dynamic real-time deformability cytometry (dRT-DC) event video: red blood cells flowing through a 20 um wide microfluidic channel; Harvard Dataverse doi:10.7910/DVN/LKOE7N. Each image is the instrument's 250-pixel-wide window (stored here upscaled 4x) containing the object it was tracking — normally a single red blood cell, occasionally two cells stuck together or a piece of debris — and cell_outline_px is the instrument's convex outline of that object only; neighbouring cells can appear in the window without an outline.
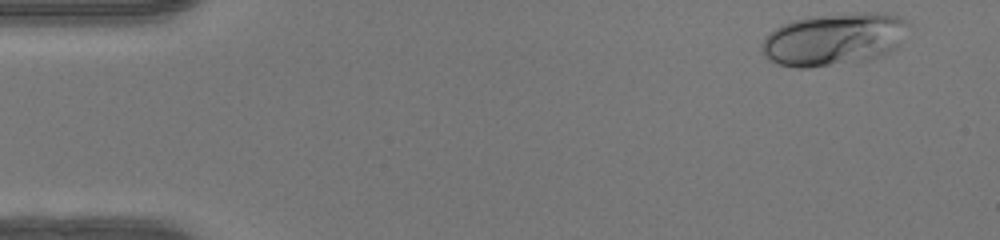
{"species": "human", "species_latin": "Homo sapiens", "temperature_condition": "warm", "stored_images_in_passage": 46, "camera_frame_rate_fps": 3000, "um_per_image_px": 0.085, "donor": {"sex": "female"}, "frame": {"image": 1, "passage_image": 1, "time_ms": 0.0, "image_size_px": [1000, 240], "cell_outline_px": [[912, 24], [900, 44], [892, 52], [880, 56], [864, 60], [808, 68], [796, 68], [780, 64], [768, 60], [764, 56], [760, 44], [776, 28], [792, 20], [808, 16], [864, 12], [884, 12], [900, 16], [908, 20]], "centroid_in_image_um": [70.96, 3.31], "position_along_channel_um": 14.0, "area_um2": 45.32}}
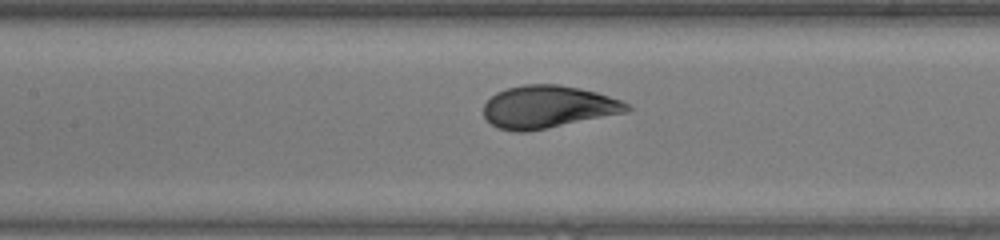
{"frame": {"image": 2, "passage_image": 20, "time_ms": 6.333, "image_size_px": [1000, 240], "cell_outline_px": [[632, 108], [628, 112], [524, 132], [516, 132], [496, 128], [484, 116], [484, 104], [496, 92], [508, 88], [524, 84], [560, 84], [580, 88], [596, 92], [620, 100], [628, 104]], "centroid_in_image_um": [46.57, 9.08], "position_along_channel_um": 160.8, "area_um2": 35.32}}
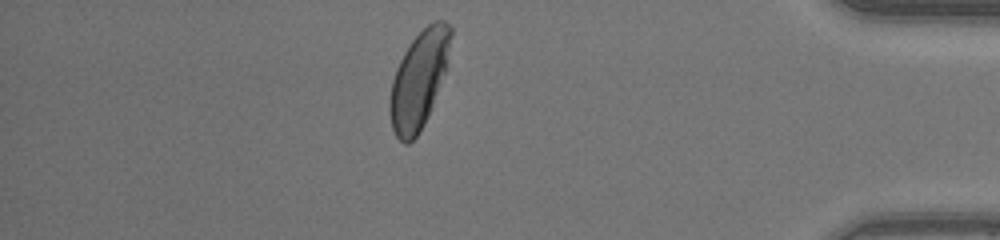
{"frame": {"image": 3, "passage_image": 40, "time_ms": 13.0, "image_size_px": [1000, 240], "cell_outline_px": [[452, 32], [444, 72], [428, 116], [424, 124], [416, 136], [408, 144], [404, 144], [396, 136], [392, 128], [388, 108], [388, 104], [392, 80], [396, 68], [404, 52], [412, 40], [428, 24], [436, 20], [444, 20], [452, 28]], "centroid_in_image_um": [35.57, 6.79], "position_along_channel_um": 399.6, "area_um2": 33.99}, "authors_computed_cell_mechanics": {"area_um2": 35.5759, "velocity_mm_per_s": 4.1945, "shape_relaxation_time_tau1_ms": 3.2752, "shape_relaxation_time_tau2_ms": null, "deformation_change_tau1": 0.1722, "deformation_change_tau2": null}}